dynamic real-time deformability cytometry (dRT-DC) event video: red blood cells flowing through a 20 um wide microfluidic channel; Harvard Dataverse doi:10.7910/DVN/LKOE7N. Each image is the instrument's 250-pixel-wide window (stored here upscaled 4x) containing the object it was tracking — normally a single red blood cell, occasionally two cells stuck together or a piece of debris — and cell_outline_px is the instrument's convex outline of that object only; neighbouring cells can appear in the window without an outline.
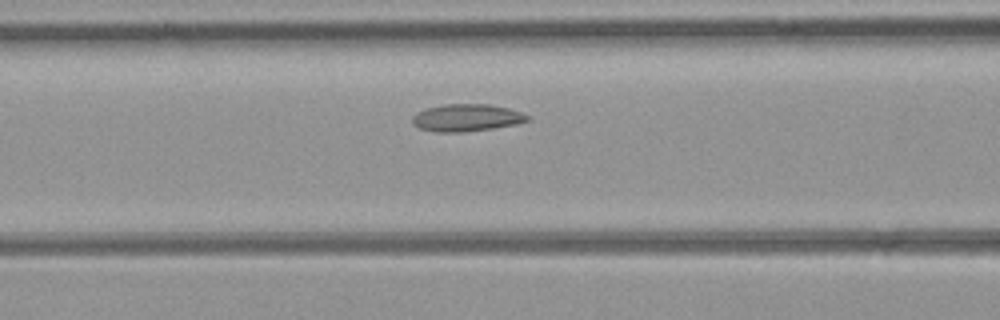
{"species": "common noctule bat (a hibernating species)", "species_latin": "Nyctalus noctula", "temperature_condition": "room temperature", "stored_images_in_passage": 31, "camera_frame_rate_fps": 3000, "um_per_image_px": 0.085, "animal": {"sex": "female", "body_mass_g": 21.9}, "frame": {"image": 1, "passage_image": 10, "time_ms": 3.0, "image_size_px": [1000, 320], "cell_outline_px": [[532, 120], [516, 124], [492, 128], [460, 132], [436, 132], [420, 128], [412, 124], [412, 116], [416, 112], [428, 108], [444, 104], [492, 104], [508, 108], [532, 116]], "centroid_in_image_um": [39.69, 10.0], "position_along_channel_um": 126.9, "area_um2": 18.38}}
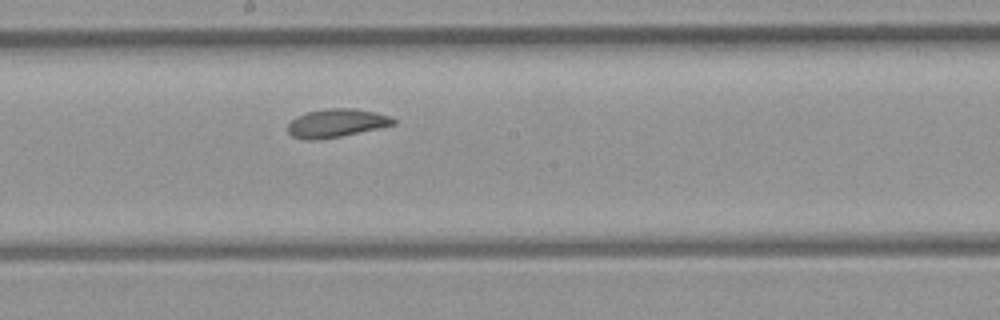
{"frame": {"image": 2, "passage_image": 17, "time_ms": 5.333, "image_size_px": [1000, 320], "cell_outline_px": [[396, 124], [380, 128], [340, 136], [316, 140], [304, 140], [292, 136], [288, 132], [288, 124], [296, 116], [308, 112], [328, 108], [356, 108], [376, 112], [392, 116], [396, 120]], "centroid_in_image_um": [28.62, 10.46], "position_along_channel_um": 219.6, "area_um2": 17.57}}
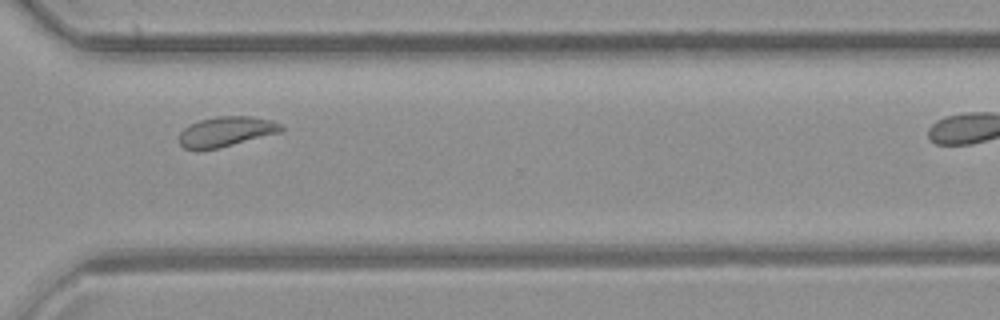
{"frame": {"image": 3, "passage_image": 27, "time_ms": 8.667, "image_size_px": [1000, 320], "cell_outline_px": [[284, 128], [280, 132], [216, 148], [184, 148], [180, 144], [180, 132], [188, 124], [200, 120], [220, 116], [252, 116], [272, 120], [284, 124]], "centroid_in_image_um": [19.26, 11.15], "position_along_channel_um": 351.3, "area_um2": 17.46}}